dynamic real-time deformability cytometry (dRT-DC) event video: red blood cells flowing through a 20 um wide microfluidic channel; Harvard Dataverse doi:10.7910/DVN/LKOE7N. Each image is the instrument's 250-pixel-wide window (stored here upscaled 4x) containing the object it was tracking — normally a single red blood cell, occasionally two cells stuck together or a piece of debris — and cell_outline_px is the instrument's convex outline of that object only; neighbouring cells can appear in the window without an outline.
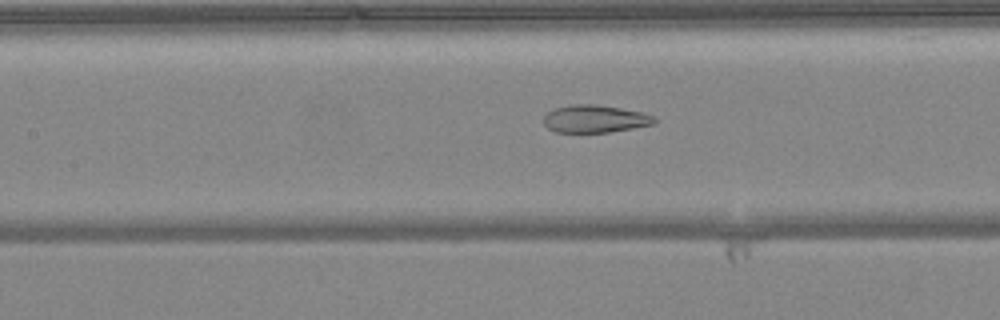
{"species": "common noctule bat (a hibernating species)", "species_latin": "Nyctalus noctula", "temperature_condition": "warm", "stored_images_in_passage": 50, "camera_frame_rate_fps": 3000, "um_per_image_px": 0.085, "animal": {"sex": "female", "body_mass_g": 24.6, "forearm_length_mm": 56.2}, "frame": {"image": 1, "passage_image": 23, "time_ms": 7.333, "image_size_px": [1000, 320], "cell_outline_px": [[656, 124], [608, 132], [556, 132], [548, 128], [544, 124], [544, 116], [552, 108], [572, 104], [596, 104], [644, 112], [656, 116]], "centroid_in_image_um": [50.59, 10.09], "position_along_channel_um": 156.8, "area_um2": 17.98}}
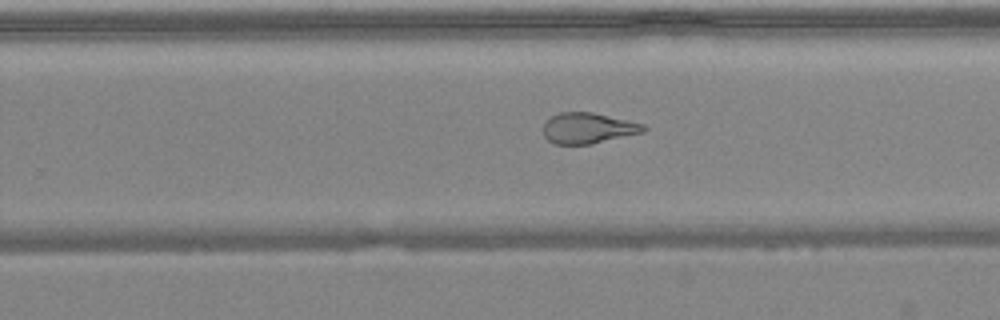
{"frame": {"image": 2, "passage_image": 32, "time_ms": 10.333, "image_size_px": [1000, 320], "cell_outline_px": [[648, 128], [644, 132], [592, 144], [556, 144], [548, 140], [544, 136], [544, 124], [552, 116], [560, 112], [592, 112], [644, 124]], "centroid_in_image_um": [50.01, 10.9], "position_along_channel_um": 279.8, "area_um2": 17.86}}
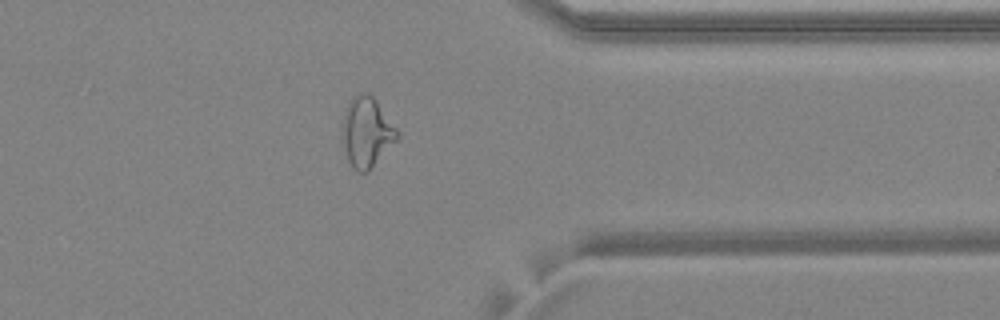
{"frame": {"image": 3, "passage_image": 40, "time_ms": 13.0, "image_size_px": [1000, 320], "cell_outline_px": [[400, 136], [368, 172], [356, 172], [352, 168], [348, 160], [344, 148], [340, 132], [344, 112], [348, 100], [352, 96], [360, 92], [368, 92], [376, 100], [400, 132]], "centroid_in_image_um": [31.14, 11.21], "position_along_channel_um": 380.3, "area_um2": 22.83}, "authors_computed_cell_mechanics": {"area_um2": 23.2067, "velocity_mm_per_s": 4.1312, "shape_relaxation_time_tau1_ms": null, "shape_relaxation_time_tau2_ms": 1.517, "deformation_change_tau1": null, "deformation_change_tau2": 0.1004}}